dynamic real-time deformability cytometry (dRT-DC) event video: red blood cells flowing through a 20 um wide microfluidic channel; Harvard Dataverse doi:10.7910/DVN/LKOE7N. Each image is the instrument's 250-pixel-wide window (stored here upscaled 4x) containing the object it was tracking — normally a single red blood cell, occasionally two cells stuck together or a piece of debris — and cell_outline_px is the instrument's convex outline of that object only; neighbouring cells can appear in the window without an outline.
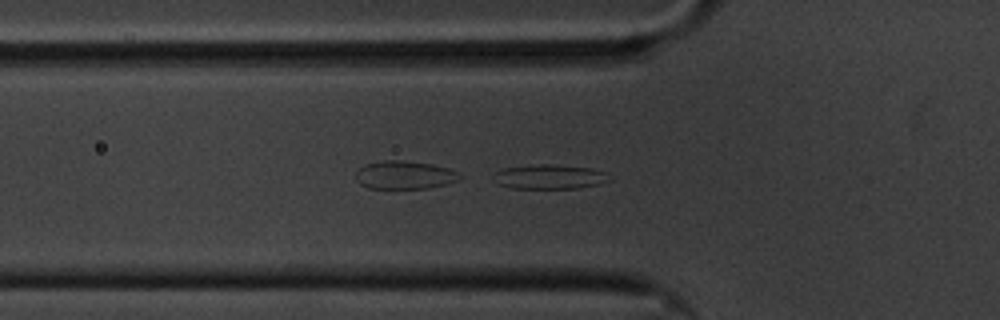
{"species": "common noctule bat (a hibernating species)", "species_latin": "Nyctalus noctula", "temperature_condition": "cold", "stored_images_in_passage": 58, "camera_frame_rate_fps": 3000, "um_per_image_px": 0.085, "animal": {"sex": "male", "body_mass_g": 20.1, "forearm_length_mm": 53.5}, "frame": {"image": 1, "passage_image": 19, "time_ms": 6.0, "image_size_px": [1000, 320], "cell_outline_px": [[612, 180], [600, 184], [576, 188], [512, 188], [500, 184], [492, 172], [504, 168], [540, 164], [548, 164], [592, 168], [604, 172]], "centroid_in_image_um": [46.75, 15.02], "position_along_channel_um": 79.1, "area_um2": 16.3}}
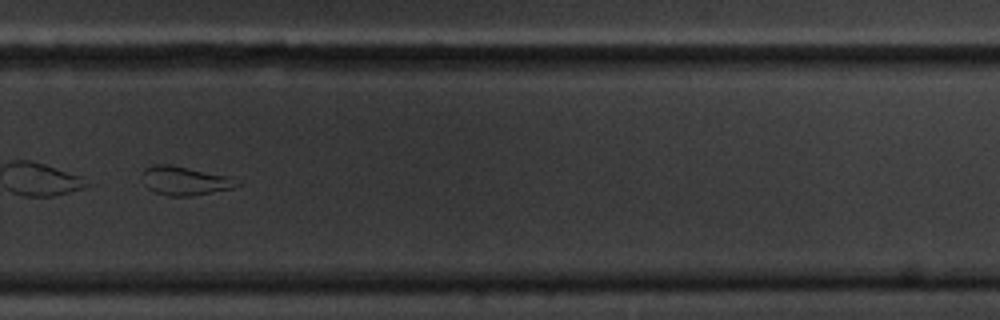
{"frame": {"image": 2, "passage_image": 40, "time_ms": 13.0, "image_size_px": [1000, 320], "cell_outline_px": [[244, 184], [232, 188], [212, 192], [188, 196], [168, 196], [156, 192], [148, 188], [144, 184], [144, 168], [152, 164], [168, 164], [232, 176]], "centroid_in_image_um": [15.77, 15.35], "position_along_channel_um": 314.0, "area_um2": 15.95}}
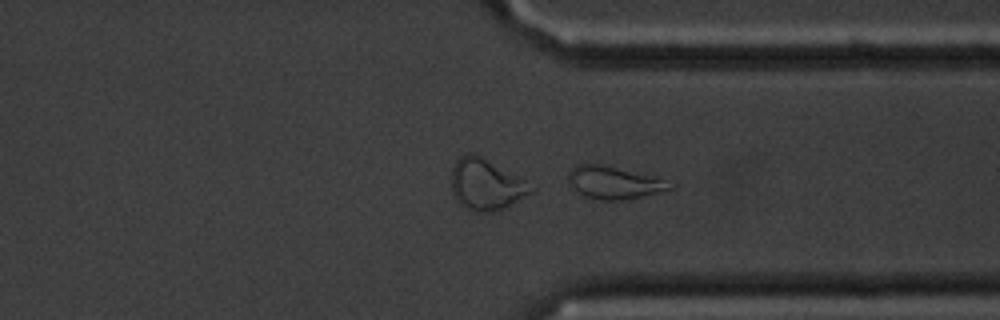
{"frame": {"image": 3, "passage_image": 44, "time_ms": 14.333, "image_size_px": [1000, 320], "cell_outline_px": [[676, 184], [672, 188], [640, 196], [620, 200], [600, 200], [580, 196], [568, 184], [568, 172], [576, 164], [600, 164], [652, 176]], "centroid_in_image_um": [52.09, 15.52], "position_along_channel_um": 359.3, "area_um2": 19.13}}